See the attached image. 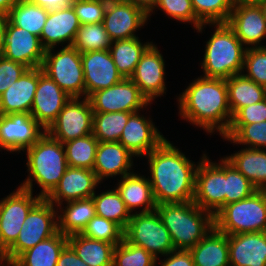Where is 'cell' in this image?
I'll return each mask as SVG.
<instances>
[{
	"instance_id": "cell-1",
	"label": "cell",
	"mask_w": 266,
	"mask_h": 266,
	"mask_svg": "<svg viewBox=\"0 0 266 266\" xmlns=\"http://www.w3.org/2000/svg\"><path fill=\"white\" fill-rule=\"evenodd\" d=\"M146 158L150 171L148 178L157 205L193 201L198 164L167 139Z\"/></svg>"
},
{
	"instance_id": "cell-2",
	"label": "cell",
	"mask_w": 266,
	"mask_h": 266,
	"mask_svg": "<svg viewBox=\"0 0 266 266\" xmlns=\"http://www.w3.org/2000/svg\"><path fill=\"white\" fill-rule=\"evenodd\" d=\"M192 81L177 97L180 118L210 135L223 136L232 119L226 79L200 76Z\"/></svg>"
},
{
	"instance_id": "cell-3",
	"label": "cell",
	"mask_w": 266,
	"mask_h": 266,
	"mask_svg": "<svg viewBox=\"0 0 266 266\" xmlns=\"http://www.w3.org/2000/svg\"><path fill=\"white\" fill-rule=\"evenodd\" d=\"M28 177L20 187L33 192V181L41 187L39 196L46 198L59 184L68 164L63 144L47 132L27 148Z\"/></svg>"
},
{
	"instance_id": "cell-4",
	"label": "cell",
	"mask_w": 266,
	"mask_h": 266,
	"mask_svg": "<svg viewBox=\"0 0 266 266\" xmlns=\"http://www.w3.org/2000/svg\"><path fill=\"white\" fill-rule=\"evenodd\" d=\"M156 211L169 231L175 250H189L214 227V216L193 201L162 203Z\"/></svg>"
},
{
	"instance_id": "cell-5",
	"label": "cell",
	"mask_w": 266,
	"mask_h": 266,
	"mask_svg": "<svg viewBox=\"0 0 266 266\" xmlns=\"http://www.w3.org/2000/svg\"><path fill=\"white\" fill-rule=\"evenodd\" d=\"M206 25H213L215 31L206 42L201 62L203 76L228 79L242 73L246 47H243L234 30L227 23H206Z\"/></svg>"
},
{
	"instance_id": "cell-6",
	"label": "cell",
	"mask_w": 266,
	"mask_h": 266,
	"mask_svg": "<svg viewBox=\"0 0 266 266\" xmlns=\"http://www.w3.org/2000/svg\"><path fill=\"white\" fill-rule=\"evenodd\" d=\"M214 227L226 235L266 232V190L223 206L214 215Z\"/></svg>"
},
{
	"instance_id": "cell-7",
	"label": "cell",
	"mask_w": 266,
	"mask_h": 266,
	"mask_svg": "<svg viewBox=\"0 0 266 266\" xmlns=\"http://www.w3.org/2000/svg\"><path fill=\"white\" fill-rule=\"evenodd\" d=\"M45 50L42 71L51 78L70 97H85L84 72L81 53L73 46L58 51ZM53 52V53H52Z\"/></svg>"
},
{
	"instance_id": "cell-8",
	"label": "cell",
	"mask_w": 266,
	"mask_h": 266,
	"mask_svg": "<svg viewBox=\"0 0 266 266\" xmlns=\"http://www.w3.org/2000/svg\"><path fill=\"white\" fill-rule=\"evenodd\" d=\"M124 239L144 248L157 260L175 250L169 231L156 210L132 214L124 229Z\"/></svg>"
},
{
	"instance_id": "cell-9",
	"label": "cell",
	"mask_w": 266,
	"mask_h": 266,
	"mask_svg": "<svg viewBox=\"0 0 266 266\" xmlns=\"http://www.w3.org/2000/svg\"><path fill=\"white\" fill-rule=\"evenodd\" d=\"M58 214V209L46 198H42L30 210L18 234V239L8 249L10 264L23 252L58 232Z\"/></svg>"
},
{
	"instance_id": "cell-10",
	"label": "cell",
	"mask_w": 266,
	"mask_h": 266,
	"mask_svg": "<svg viewBox=\"0 0 266 266\" xmlns=\"http://www.w3.org/2000/svg\"><path fill=\"white\" fill-rule=\"evenodd\" d=\"M200 159L195 174L193 202L214 216L225 206V157L216 163L204 153Z\"/></svg>"
},
{
	"instance_id": "cell-11",
	"label": "cell",
	"mask_w": 266,
	"mask_h": 266,
	"mask_svg": "<svg viewBox=\"0 0 266 266\" xmlns=\"http://www.w3.org/2000/svg\"><path fill=\"white\" fill-rule=\"evenodd\" d=\"M81 100V101H80ZM93 110L87 97H71L46 132L62 144L92 134Z\"/></svg>"
},
{
	"instance_id": "cell-12",
	"label": "cell",
	"mask_w": 266,
	"mask_h": 266,
	"mask_svg": "<svg viewBox=\"0 0 266 266\" xmlns=\"http://www.w3.org/2000/svg\"><path fill=\"white\" fill-rule=\"evenodd\" d=\"M88 99L93 113H135L151 105L130 78H123L109 88L98 90L92 93Z\"/></svg>"
},
{
	"instance_id": "cell-13",
	"label": "cell",
	"mask_w": 266,
	"mask_h": 266,
	"mask_svg": "<svg viewBox=\"0 0 266 266\" xmlns=\"http://www.w3.org/2000/svg\"><path fill=\"white\" fill-rule=\"evenodd\" d=\"M42 199L38 194L18 187L0 200V238L9 249L18 239L21 227L30 210Z\"/></svg>"
},
{
	"instance_id": "cell-14",
	"label": "cell",
	"mask_w": 266,
	"mask_h": 266,
	"mask_svg": "<svg viewBox=\"0 0 266 266\" xmlns=\"http://www.w3.org/2000/svg\"><path fill=\"white\" fill-rule=\"evenodd\" d=\"M45 133L30 113L0 114V151L24 152Z\"/></svg>"
},
{
	"instance_id": "cell-15",
	"label": "cell",
	"mask_w": 266,
	"mask_h": 266,
	"mask_svg": "<svg viewBox=\"0 0 266 266\" xmlns=\"http://www.w3.org/2000/svg\"><path fill=\"white\" fill-rule=\"evenodd\" d=\"M148 14L128 0H108L103 25L112 41L138 37L135 32L146 25Z\"/></svg>"
},
{
	"instance_id": "cell-16",
	"label": "cell",
	"mask_w": 266,
	"mask_h": 266,
	"mask_svg": "<svg viewBox=\"0 0 266 266\" xmlns=\"http://www.w3.org/2000/svg\"><path fill=\"white\" fill-rule=\"evenodd\" d=\"M158 47L152 43L142 54L130 79L137 85L141 94L152 103L157 97L166 94L165 61Z\"/></svg>"
},
{
	"instance_id": "cell-17",
	"label": "cell",
	"mask_w": 266,
	"mask_h": 266,
	"mask_svg": "<svg viewBox=\"0 0 266 266\" xmlns=\"http://www.w3.org/2000/svg\"><path fill=\"white\" fill-rule=\"evenodd\" d=\"M1 55L28 68H35L42 66L45 49L38 36L13 25L7 19L5 42Z\"/></svg>"
},
{
	"instance_id": "cell-18",
	"label": "cell",
	"mask_w": 266,
	"mask_h": 266,
	"mask_svg": "<svg viewBox=\"0 0 266 266\" xmlns=\"http://www.w3.org/2000/svg\"><path fill=\"white\" fill-rule=\"evenodd\" d=\"M70 99L71 97L38 67V85L30 114L45 130L57 119Z\"/></svg>"
},
{
	"instance_id": "cell-19",
	"label": "cell",
	"mask_w": 266,
	"mask_h": 266,
	"mask_svg": "<svg viewBox=\"0 0 266 266\" xmlns=\"http://www.w3.org/2000/svg\"><path fill=\"white\" fill-rule=\"evenodd\" d=\"M85 81V97L109 88L123 79L118 72L109 50L85 52L81 54Z\"/></svg>"
},
{
	"instance_id": "cell-20",
	"label": "cell",
	"mask_w": 266,
	"mask_h": 266,
	"mask_svg": "<svg viewBox=\"0 0 266 266\" xmlns=\"http://www.w3.org/2000/svg\"><path fill=\"white\" fill-rule=\"evenodd\" d=\"M150 119L135 112L123 128L119 143L136 157H145L166 139Z\"/></svg>"
},
{
	"instance_id": "cell-21",
	"label": "cell",
	"mask_w": 266,
	"mask_h": 266,
	"mask_svg": "<svg viewBox=\"0 0 266 266\" xmlns=\"http://www.w3.org/2000/svg\"><path fill=\"white\" fill-rule=\"evenodd\" d=\"M100 182L93 170L68 166L59 184L46 197L56 208L69 202L91 198Z\"/></svg>"
},
{
	"instance_id": "cell-22",
	"label": "cell",
	"mask_w": 266,
	"mask_h": 266,
	"mask_svg": "<svg viewBox=\"0 0 266 266\" xmlns=\"http://www.w3.org/2000/svg\"><path fill=\"white\" fill-rule=\"evenodd\" d=\"M227 24L246 48L264 47L261 41L266 38V20L259 4L232 9Z\"/></svg>"
},
{
	"instance_id": "cell-23",
	"label": "cell",
	"mask_w": 266,
	"mask_h": 266,
	"mask_svg": "<svg viewBox=\"0 0 266 266\" xmlns=\"http://www.w3.org/2000/svg\"><path fill=\"white\" fill-rule=\"evenodd\" d=\"M79 28L80 22L72 5L51 10L40 35L41 45L45 50L59 44L63 47L64 43L72 46Z\"/></svg>"
},
{
	"instance_id": "cell-24",
	"label": "cell",
	"mask_w": 266,
	"mask_h": 266,
	"mask_svg": "<svg viewBox=\"0 0 266 266\" xmlns=\"http://www.w3.org/2000/svg\"><path fill=\"white\" fill-rule=\"evenodd\" d=\"M133 157L136 156L119 142H99L93 172L100 184L105 178H122L134 172Z\"/></svg>"
},
{
	"instance_id": "cell-25",
	"label": "cell",
	"mask_w": 266,
	"mask_h": 266,
	"mask_svg": "<svg viewBox=\"0 0 266 266\" xmlns=\"http://www.w3.org/2000/svg\"><path fill=\"white\" fill-rule=\"evenodd\" d=\"M230 266H266V232L228 235Z\"/></svg>"
},
{
	"instance_id": "cell-26",
	"label": "cell",
	"mask_w": 266,
	"mask_h": 266,
	"mask_svg": "<svg viewBox=\"0 0 266 266\" xmlns=\"http://www.w3.org/2000/svg\"><path fill=\"white\" fill-rule=\"evenodd\" d=\"M38 85V67L28 68L0 95V114L30 113Z\"/></svg>"
},
{
	"instance_id": "cell-27",
	"label": "cell",
	"mask_w": 266,
	"mask_h": 266,
	"mask_svg": "<svg viewBox=\"0 0 266 266\" xmlns=\"http://www.w3.org/2000/svg\"><path fill=\"white\" fill-rule=\"evenodd\" d=\"M125 203L127 210L132 214L135 209L141 208L140 213L156 210L153 190L149 178L135 172L120 178L115 187Z\"/></svg>"
},
{
	"instance_id": "cell-28",
	"label": "cell",
	"mask_w": 266,
	"mask_h": 266,
	"mask_svg": "<svg viewBox=\"0 0 266 266\" xmlns=\"http://www.w3.org/2000/svg\"><path fill=\"white\" fill-rule=\"evenodd\" d=\"M194 266H230L228 235L213 227L189 249Z\"/></svg>"
},
{
	"instance_id": "cell-29",
	"label": "cell",
	"mask_w": 266,
	"mask_h": 266,
	"mask_svg": "<svg viewBox=\"0 0 266 266\" xmlns=\"http://www.w3.org/2000/svg\"><path fill=\"white\" fill-rule=\"evenodd\" d=\"M257 190H266V150L242 148L225 157Z\"/></svg>"
},
{
	"instance_id": "cell-30",
	"label": "cell",
	"mask_w": 266,
	"mask_h": 266,
	"mask_svg": "<svg viewBox=\"0 0 266 266\" xmlns=\"http://www.w3.org/2000/svg\"><path fill=\"white\" fill-rule=\"evenodd\" d=\"M65 204L66 206L63 208L62 206L57 207L60 211L58 231L66 236L81 233L87 223L96 215L93 198L69 201Z\"/></svg>"
},
{
	"instance_id": "cell-31",
	"label": "cell",
	"mask_w": 266,
	"mask_h": 266,
	"mask_svg": "<svg viewBox=\"0 0 266 266\" xmlns=\"http://www.w3.org/2000/svg\"><path fill=\"white\" fill-rule=\"evenodd\" d=\"M66 245L67 236L58 231L55 235L23 252L12 266H56L59 255Z\"/></svg>"
},
{
	"instance_id": "cell-32",
	"label": "cell",
	"mask_w": 266,
	"mask_h": 266,
	"mask_svg": "<svg viewBox=\"0 0 266 266\" xmlns=\"http://www.w3.org/2000/svg\"><path fill=\"white\" fill-rule=\"evenodd\" d=\"M226 84L232 116L239 109L266 99V88L247 78L243 73L226 79Z\"/></svg>"
},
{
	"instance_id": "cell-33",
	"label": "cell",
	"mask_w": 266,
	"mask_h": 266,
	"mask_svg": "<svg viewBox=\"0 0 266 266\" xmlns=\"http://www.w3.org/2000/svg\"><path fill=\"white\" fill-rule=\"evenodd\" d=\"M67 244L89 266H112L115 246L78 234L67 236Z\"/></svg>"
},
{
	"instance_id": "cell-34",
	"label": "cell",
	"mask_w": 266,
	"mask_h": 266,
	"mask_svg": "<svg viewBox=\"0 0 266 266\" xmlns=\"http://www.w3.org/2000/svg\"><path fill=\"white\" fill-rule=\"evenodd\" d=\"M153 42L143 43L139 37L112 41L110 54L123 78H130L142 54Z\"/></svg>"
},
{
	"instance_id": "cell-35",
	"label": "cell",
	"mask_w": 266,
	"mask_h": 266,
	"mask_svg": "<svg viewBox=\"0 0 266 266\" xmlns=\"http://www.w3.org/2000/svg\"><path fill=\"white\" fill-rule=\"evenodd\" d=\"M49 11L31 3L19 0L7 14V19L15 26L29 31L40 38Z\"/></svg>"
},
{
	"instance_id": "cell-36",
	"label": "cell",
	"mask_w": 266,
	"mask_h": 266,
	"mask_svg": "<svg viewBox=\"0 0 266 266\" xmlns=\"http://www.w3.org/2000/svg\"><path fill=\"white\" fill-rule=\"evenodd\" d=\"M95 203L96 215L117 223L123 230L127 227L131 213L127 210L119 192L109 189L92 196Z\"/></svg>"
},
{
	"instance_id": "cell-37",
	"label": "cell",
	"mask_w": 266,
	"mask_h": 266,
	"mask_svg": "<svg viewBox=\"0 0 266 266\" xmlns=\"http://www.w3.org/2000/svg\"><path fill=\"white\" fill-rule=\"evenodd\" d=\"M98 144L93 134L63 143L68 166L93 170Z\"/></svg>"
},
{
	"instance_id": "cell-38",
	"label": "cell",
	"mask_w": 266,
	"mask_h": 266,
	"mask_svg": "<svg viewBox=\"0 0 266 266\" xmlns=\"http://www.w3.org/2000/svg\"><path fill=\"white\" fill-rule=\"evenodd\" d=\"M132 112L94 113L92 134L99 142H119Z\"/></svg>"
},
{
	"instance_id": "cell-39",
	"label": "cell",
	"mask_w": 266,
	"mask_h": 266,
	"mask_svg": "<svg viewBox=\"0 0 266 266\" xmlns=\"http://www.w3.org/2000/svg\"><path fill=\"white\" fill-rule=\"evenodd\" d=\"M231 143L246 145V148L266 149V121L252 124H230L222 136Z\"/></svg>"
},
{
	"instance_id": "cell-40",
	"label": "cell",
	"mask_w": 266,
	"mask_h": 266,
	"mask_svg": "<svg viewBox=\"0 0 266 266\" xmlns=\"http://www.w3.org/2000/svg\"><path fill=\"white\" fill-rule=\"evenodd\" d=\"M112 40L103 23L80 25L72 46L81 54L85 52L110 50Z\"/></svg>"
},
{
	"instance_id": "cell-41",
	"label": "cell",
	"mask_w": 266,
	"mask_h": 266,
	"mask_svg": "<svg viewBox=\"0 0 266 266\" xmlns=\"http://www.w3.org/2000/svg\"><path fill=\"white\" fill-rule=\"evenodd\" d=\"M257 189L225 158V205L251 196Z\"/></svg>"
},
{
	"instance_id": "cell-42",
	"label": "cell",
	"mask_w": 266,
	"mask_h": 266,
	"mask_svg": "<svg viewBox=\"0 0 266 266\" xmlns=\"http://www.w3.org/2000/svg\"><path fill=\"white\" fill-rule=\"evenodd\" d=\"M157 259L140 246L125 239L113 251L112 266H156Z\"/></svg>"
},
{
	"instance_id": "cell-43",
	"label": "cell",
	"mask_w": 266,
	"mask_h": 266,
	"mask_svg": "<svg viewBox=\"0 0 266 266\" xmlns=\"http://www.w3.org/2000/svg\"><path fill=\"white\" fill-rule=\"evenodd\" d=\"M94 240L105 241L114 246L124 239V230L115 222L95 215L80 233Z\"/></svg>"
},
{
	"instance_id": "cell-44",
	"label": "cell",
	"mask_w": 266,
	"mask_h": 266,
	"mask_svg": "<svg viewBox=\"0 0 266 266\" xmlns=\"http://www.w3.org/2000/svg\"><path fill=\"white\" fill-rule=\"evenodd\" d=\"M202 23H227L232 12L230 0H191Z\"/></svg>"
},
{
	"instance_id": "cell-45",
	"label": "cell",
	"mask_w": 266,
	"mask_h": 266,
	"mask_svg": "<svg viewBox=\"0 0 266 266\" xmlns=\"http://www.w3.org/2000/svg\"><path fill=\"white\" fill-rule=\"evenodd\" d=\"M156 9L163 11L168 18L170 16L179 22L193 24V28L199 33L206 27V23L196 17L191 0H158L153 10Z\"/></svg>"
},
{
	"instance_id": "cell-46",
	"label": "cell",
	"mask_w": 266,
	"mask_h": 266,
	"mask_svg": "<svg viewBox=\"0 0 266 266\" xmlns=\"http://www.w3.org/2000/svg\"><path fill=\"white\" fill-rule=\"evenodd\" d=\"M242 73L266 88V45L246 48Z\"/></svg>"
},
{
	"instance_id": "cell-47",
	"label": "cell",
	"mask_w": 266,
	"mask_h": 266,
	"mask_svg": "<svg viewBox=\"0 0 266 266\" xmlns=\"http://www.w3.org/2000/svg\"><path fill=\"white\" fill-rule=\"evenodd\" d=\"M108 0H73L80 25L102 23Z\"/></svg>"
},
{
	"instance_id": "cell-48",
	"label": "cell",
	"mask_w": 266,
	"mask_h": 266,
	"mask_svg": "<svg viewBox=\"0 0 266 266\" xmlns=\"http://www.w3.org/2000/svg\"><path fill=\"white\" fill-rule=\"evenodd\" d=\"M28 69L25 65L0 55V95Z\"/></svg>"
},
{
	"instance_id": "cell-49",
	"label": "cell",
	"mask_w": 266,
	"mask_h": 266,
	"mask_svg": "<svg viewBox=\"0 0 266 266\" xmlns=\"http://www.w3.org/2000/svg\"><path fill=\"white\" fill-rule=\"evenodd\" d=\"M266 121V99L239 109L230 124H252Z\"/></svg>"
},
{
	"instance_id": "cell-50",
	"label": "cell",
	"mask_w": 266,
	"mask_h": 266,
	"mask_svg": "<svg viewBox=\"0 0 266 266\" xmlns=\"http://www.w3.org/2000/svg\"><path fill=\"white\" fill-rule=\"evenodd\" d=\"M159 266H194L189 250H174L166 255V259L159 261Z\"/></svg>"
},
{
	"instance_id": "cell-51",
	"label": "cell",
	"mask_w": 266,
	"mask_h": 266,
	"mask_svg": "<svg viewBox=\"0 0 266 266\" xmlns=\"http://www.w3.org/2000/svg\"><path fill=\"white\" fill-rule=\"evenodd\" d=\"M56 266H89L67 244L61 251Z\"/></svg>"
},
{
	"instance_id": "cell-52",
	"label": "cell",
	"mask_w": 266,
	"mask_h": 266,
	"mask_svg": "<svg viewBox=\"0 0 266 266\" xmlns=\"http://www.w3.org/2000/svg\"><path fill=\"white\" fill-rule=\"evenodd\" d=\"M31 3L37 4L44 9L51 11L71 5L73 0H28Z\"/></svg>"
},
{
	"instance_id": "cell-53",
	"label": "cell",
	"mask_w": 266,
	"mask_h": 266,
	"mask_svg": "<svg viewBox=\"0 0 266 266\" xmlns=\"http://www.w3.org/2000/svg\"><path fill=\"white\" fill-rule=\"evenodd\" d=\"M135 4L137 7L143 9L150 17L154 11V7L156 6L158 0H128Z\"/></svg>"
},
{
	"instance_id": "cell-54",
	"label": "cell",
	"mask_w": 266,
	"mask_h": 266,
	"mask_svg": "<svg viewBox=\"0 0 266 266\" xmlns=\"http://www.w3.org/2000/svg\"><path fill=\"white\" fill-rule=\"evenodd\" d=\"M7 15L0 13V55L5 42Z\"/></svg>"
},
{
	"instance_id": "cell-55",
	"label": "cell",
	"mask_w": 266,
	"mask_h": 266,
	"mask_svg": "<svg viewBox=\"0 0 266 266\" xmlns=\"http://www.w3.org/2000/svg\"><path fill=\"white\" fill-rule=\"evenodd\" d=\"M19 0H0V13L7 15Z\"/></svg>"
},
{
	"instance_id": "cell-56",
	"label": "cell",
	"mask_w": 266,
	"mask_h": 266,
	"mask_svg": "<svg viewBox=\"0 0 266 266\" xmlns=\"http://www.w3.org/2000/svg\"><path fill=\"white\" fill-rule=\"evenodd\" d=\"M261 0H230L232 8L244 5H258Z\"/></svg>"
},
{
	"instance_id": "cell-57",
	"label": "cell",
	"mask_w": 266,
	"mask_h": 266,
	"mask_svg": "<svg viewBox=\"0 0 266 266\" xmlns=\"http://www.w3.org/2000/svg\"><path fill=\"white\" fill-rule=\"evenodd\" d=\"M8 263H10L9 257H8V249L3 245L1 238H0V266L8 264Z\"/></svg>"
},
{
	"instance_id": "cell-58",
	"label": "cell",
	"mask_w": 266,
	"mask_h": 266,
	"mask_svg": "<svg viewBox=\"0 0 266 266\" xmlns=\"http://www.w3.org/2000/svg\"><path fill=\"white\" fill-rule=\"evenodd\" d=\"M259 6H260L262 13H263V16L266 20V0H261L259 3Z\"/></svg>"
},
{
	"instance_id": "cell-59",
	"label": "cell",
	"mask_w": 266,
	"mask_h": 266,
	"mask_svg": "<svg viewBox=\"0 0 266 266\" xmlns=\"http://www.w3.org/2000/svg\"><path fill=\"white\" fill-rule=\"evenodd\" d=\"M2 266H12V264L8 263V264L2 265Z\"/></svg>"
}]
</instances>
